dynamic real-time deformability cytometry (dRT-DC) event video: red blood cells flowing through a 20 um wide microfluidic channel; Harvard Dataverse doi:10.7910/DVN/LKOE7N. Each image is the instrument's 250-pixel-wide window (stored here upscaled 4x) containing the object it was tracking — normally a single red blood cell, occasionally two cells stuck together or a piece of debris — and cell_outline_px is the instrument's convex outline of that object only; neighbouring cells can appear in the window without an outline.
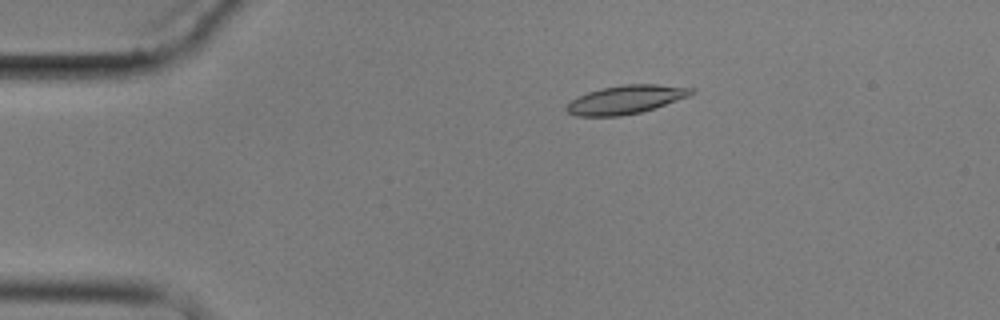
{"species": "common noctule bat (a hibernating species)", "species_latin": "Nyctalus noctula", "temperature_condition": "cold", "stored_images_in_passage": 4, "camera_frame_rate_fps": 3000, "um_per_image_px": 0.085, "animal": {"sex": "male", "body_mass_g": 17.9}, "frame": {"image": 1, "passage_image": 3, "time_ms": 3.333, "image_size_px": [1000, 320], "cell_outline_px": [[696, 92], [688, 96], [640, 112], [620, 116], [576, 116], [568, 112], [564, 108], [576, 96], [600, 88], [624, 84], [660, 84], [696, 88]], "centroid_in_image_um": [53.18, 8.45], "position_along_channel_um": 31.8, "area_um2": 20.69}}